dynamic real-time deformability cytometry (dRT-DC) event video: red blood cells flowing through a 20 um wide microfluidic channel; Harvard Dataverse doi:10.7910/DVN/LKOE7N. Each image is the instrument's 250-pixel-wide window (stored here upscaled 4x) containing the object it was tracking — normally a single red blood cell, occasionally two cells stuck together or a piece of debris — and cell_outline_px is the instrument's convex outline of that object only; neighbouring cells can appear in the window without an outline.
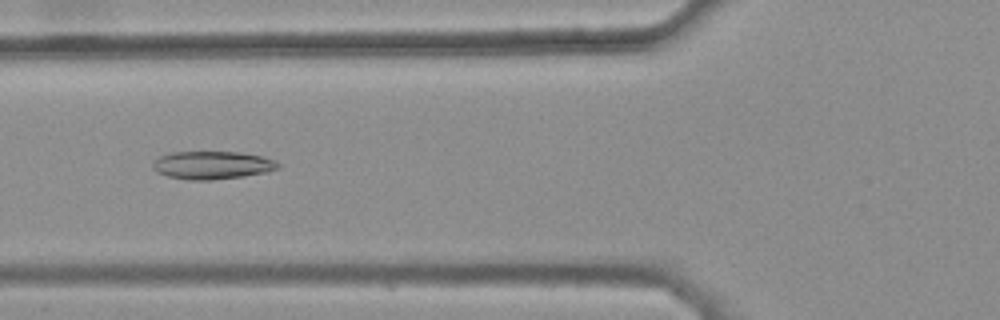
{"species": "common noctule bat (a hibernating species)", "species_latin": "Nyctalus noctula", "temperature_condition": "warm", "stored_images_in_passage": 45, "camera_frame_rate_fps": 3000, "um_per_image_px": 0.085, "animal": {"sex": "female", "body_mass_g": 25.1}, "frame": {"image": 1, "passage_image": 19, "time_ms": 6.0, "image_size_px": [1000, 320], "cell_outline_px": [[280, 168], [268, 172], [244, 176], [212, 180], [188, 180], [168, 176], [156, 172], [152, 168], [152, 164], [160, 156], [172, 152], [240, 152], [260, 156], [276, 160], [280, 164]], "centroid_in_image_um": [18.06, 14.04], "position_along_channel_um": 107.7, "area_um2": 20.52}}
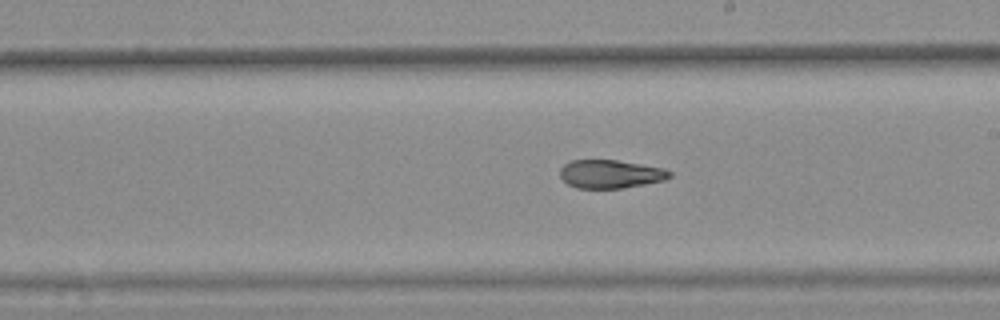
{"frame": {"image": 2, "passage_image": 29, "time_ms": 9.333, "image_size_px": [1000, 320], "cell_outline_px": [[672, 176], [664, 180], [644, 184], [620, 188], [576, 188], [568, 184], [560, 176], [560, 168], [564, 164], [572, 160], [616, 160], [664, 168], [672, 172]], "centroid_in_image_um": [51.88, 14.79], "position_along_channel_um": 237.1, "area_um2": 18.03}}
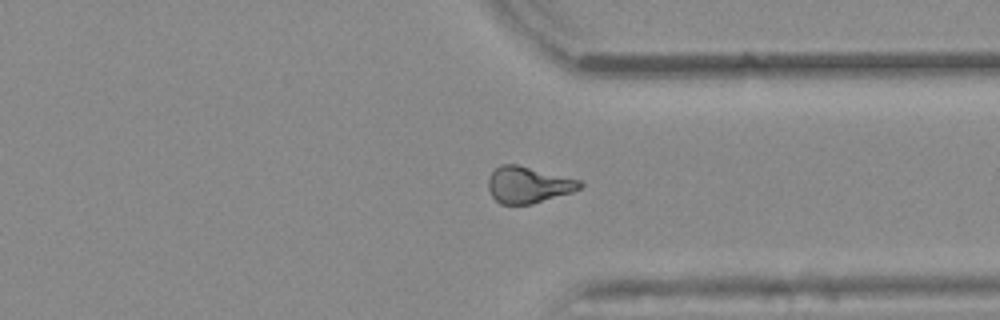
{"frame": {"image": 3, "passage_image": 39, "time_ms": 12.667, "image_size_px": [1000, 320], "cell_outline_px": [[584, 184], [580, 188], [572, 192], [532, 204], [500, 204], [492, 196], [488, 188], [488, 180], [492, 172], [500, 164], [516, 164], [580, 180]], "centroid_in_image_um": [44.89, 15.71], "position_along_channel_um": 366.5, "area_um2": 19.31}, "authors_computed_cell_mechanics": {"area_um2": 19.5364, "velocity_mm_per_s": 3.8887, "shape_relaxation_time_tau1_ms": null, "shape_relaxation_time_tau2_ms": 4.1328, "deformation_change_tau1": null, "deformation_change_tau2": 0.1181}}